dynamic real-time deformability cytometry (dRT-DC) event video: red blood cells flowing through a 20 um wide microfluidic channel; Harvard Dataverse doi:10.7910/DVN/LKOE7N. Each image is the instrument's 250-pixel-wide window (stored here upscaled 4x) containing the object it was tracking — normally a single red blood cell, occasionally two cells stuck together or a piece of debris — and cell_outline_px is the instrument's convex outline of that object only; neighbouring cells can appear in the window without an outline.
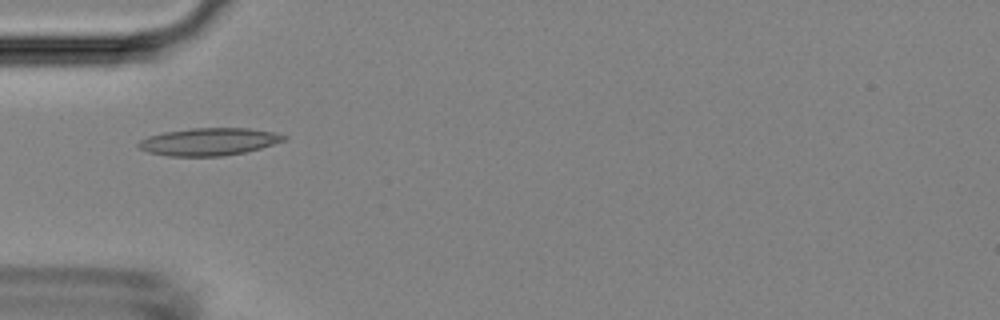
{"species": "Egyptian fruit bat (a non-hibernating species)", "species_latin": "Rousettus aegyptiacus", "temperature_condition": "room temperature", "stored_images_in_passage": 34, "camera_frame_rate_fps": 3000, "um_per_image_px": 0.085, "animal": {"sex": "female"}, "frame": {"image": 1, "passage_image": 1, "time_ms": 0.0, "image_size_px": [1000, 320], "cell_outline_px": [[288, 140], [260, 148], [244, 152], [224, 156], [168, 156], [148, 152], [140, 148], [136, 144], [140, 140], [148, 136], [164, 132], [192, 128], [248, 128], [276, 132], [288, 136]], "centroid_in_image_um": [17.79, 12.04], "position_along_channel_um": 67.2, "area_um2": 23.41}}
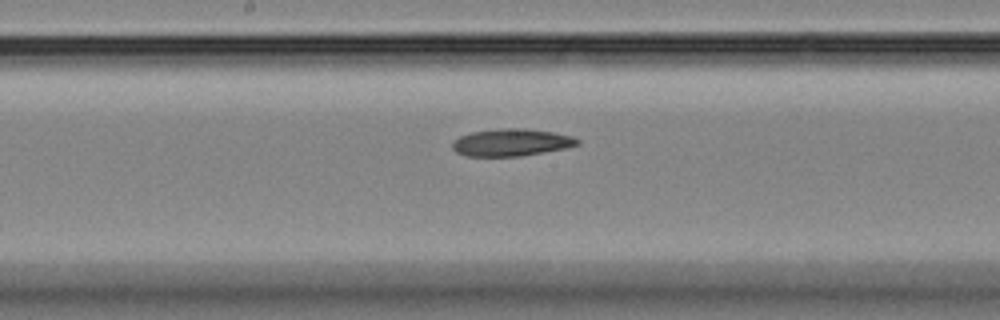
{"frame": {"image": 2, "passage_image": 11, "time_ms": 3.333, "image_size_px": [1000, 320], "cell_outline_px": [[580, 144], [564, 148], [544, 152], [520, 156], [464, 156], [456, 152], [452, 148], [452, 140], [460, 136], [472, 132], [504, 128], [524, 128], [552, 132], [572, 136], [580, 140]], "centroid_in_image_um": [43.44, 12.11], "position_along_channel_um": 204.8, "area_um2": 19.83}}
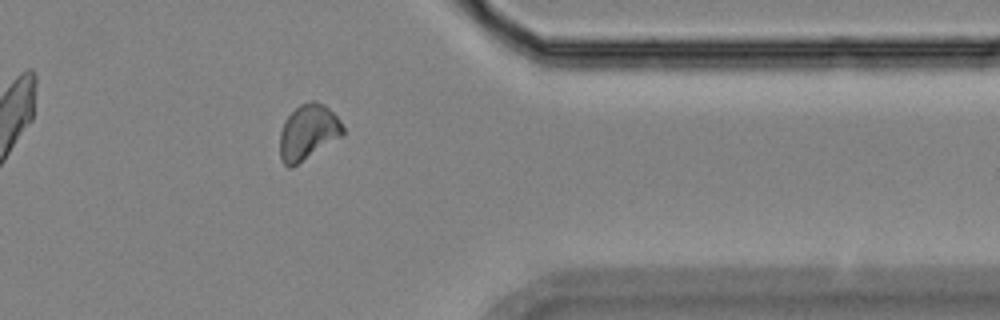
{"frame": {"image": 3, "passage_image": 25, "time_ms": 8.0, "image_size_px": [1000, 320], "cell_outline_px": [[344, 136], [292, 168], [288, 168], [284, 164], [280, 156], [280, 132], [284, 120], [300, 104], [312, 100], [316, 100], [324, 104], [340, 120], [344, 128]], "centroid_in_image_um": [26.2, 11.25], "position_along_channel_um": 385.2, "area_um2": 20.63}}